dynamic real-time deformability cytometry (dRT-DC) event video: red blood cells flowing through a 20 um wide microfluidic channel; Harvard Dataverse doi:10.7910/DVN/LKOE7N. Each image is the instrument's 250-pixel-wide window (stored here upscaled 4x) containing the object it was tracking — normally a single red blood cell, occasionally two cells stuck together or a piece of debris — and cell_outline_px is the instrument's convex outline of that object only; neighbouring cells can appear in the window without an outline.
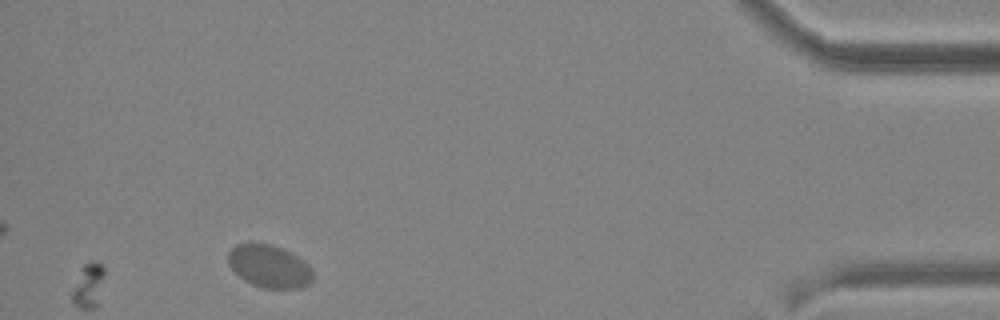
{"species": "common noctule bat (a hibernating species)", "species_latin": "Nyctalus noctula", "temperature_condition": "cold", "stored_images_in_passage": 20, "camera_frame_rate_fps": 3000, "um_per_image_px": 0.085, "animal": {"sex": "male", "body_mass_g": 19.2, "forearm_length_mm": 51.8}, "frame": {"image": 1, "passage_image": 20, "time_ms": 24.0, "image_size_px": [1000, 320], "cell_outline_px": [[312, 280], [308, 284], [300, 288], [264, 288], [252, 284], [244, 280], [228, 264], [228, 252], [236, 244], [248, 240], [252, 240], [272, 244], [292, 252], [304, 260], [312, 268]], "centroid_in_image_um": [22.87, 22.58], "position_along_channel_um": 412.3, "area_um2": 21.62}}